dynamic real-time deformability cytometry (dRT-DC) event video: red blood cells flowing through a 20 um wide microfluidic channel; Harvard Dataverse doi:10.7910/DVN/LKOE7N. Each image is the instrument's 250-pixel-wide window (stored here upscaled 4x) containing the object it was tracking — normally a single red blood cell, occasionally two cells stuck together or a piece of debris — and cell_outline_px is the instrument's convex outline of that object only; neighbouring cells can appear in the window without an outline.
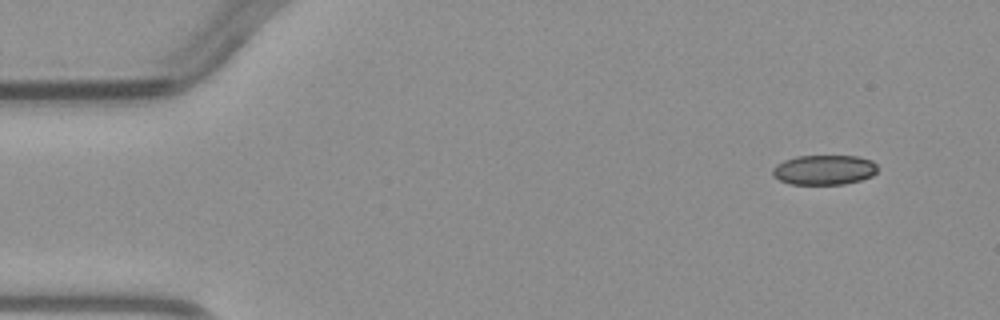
{"species": "common noctule bat (a hibernating species)", "species_latin": "Nyctalus noctula", "temperature_condition": "warm", "stored_images_in_passage": 4, "camera_frame_rate_fps": 3000, "um_per_image_px": 0.085, "animal": {"sex": "male", "body_mass_g": 23.1, "forearm_length_mm": 52.7}, "frame": {"image": 1, "passage_image": 1, "time_ms": 0.0, "image_size_px": [1000, 320], "cell_outline_px": [[876, 172], [872, 176], [860, 180], [844, 184], [792, 184], [780, 180], [772, 176], [772, 168], [776, 164], [784, 160], [796, 156], [856, 156], [872, 160], [876, 164]], "centroid_in_image_um": [70.03, 14.43], "position_along_channel_um": 15.0, "area_um2": 18.26}}
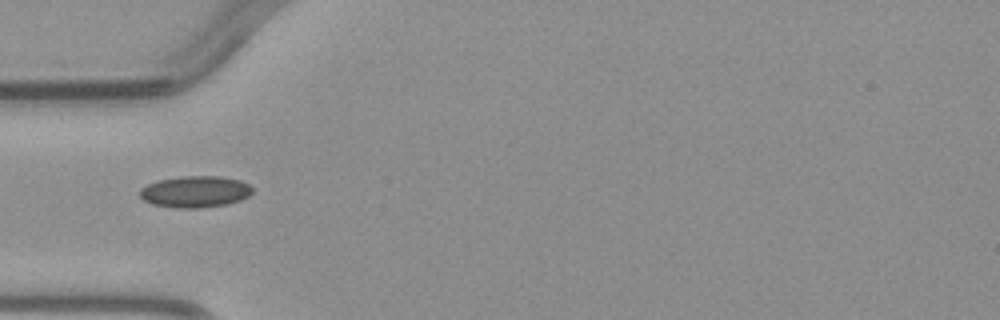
{"frame": {"image": 2, "passage_image": 4, "time_ms": 3.667, "image_size_px": [1000, 320], "cell_outline_px": [[252, 192], [248, 196], [240, 200], [224, 204], [200, 208], [176, 208], [152, 204], [144, 200], [140, 196], [140, 188], [156, 180], [184, 176], [220, 176], [240, 180], [248, 184], [252, 188]], "centroid_in_image_um": [16.57, 16.29], "position_along_channel_um": 68.4, "area_um2": 20.63}}